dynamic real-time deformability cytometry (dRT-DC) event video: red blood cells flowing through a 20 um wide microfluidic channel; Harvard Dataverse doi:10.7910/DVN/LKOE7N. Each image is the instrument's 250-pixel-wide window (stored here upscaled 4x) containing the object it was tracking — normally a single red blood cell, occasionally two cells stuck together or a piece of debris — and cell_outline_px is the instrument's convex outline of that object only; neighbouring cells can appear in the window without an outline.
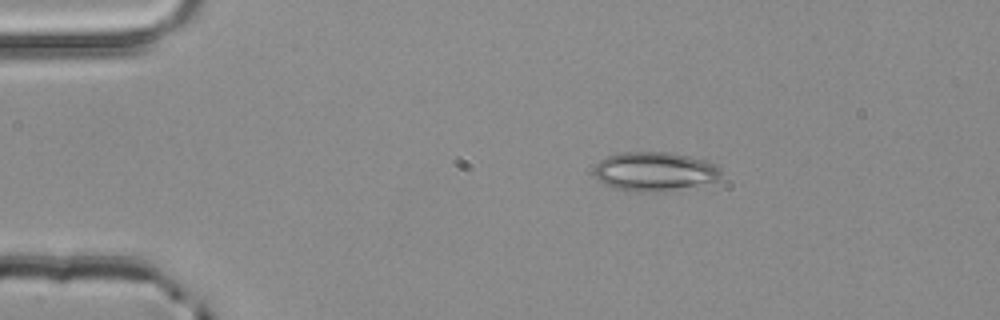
{"species": "common noctule bat (a hibernating species)", "species_latin": "Nyctalus noctula", "temperature_condition": "room temperature", "stored_images_in_passage": 2, "camera_frame_rate_fps": 3000, "um_per_image_px": 0.085, "animal": {"sex": "male", "body_mass_g": 20.4}, "frame": {"image": 1, "passage_image": 1, "time_ms": 0.0, "image_size_px": [1000, 320], "cell_outline_px": [[720, 176], [716, 180], [672, 188], [644, 192], [640, 192], [612, 188], [604, 184], [596, 176], [596, 164], [600, 160], [608, 156], [624, 152], [668, 152], [692, 156], [716, 164], [720, 168]], "centroid_in_image_um": [55.6, 14.54], "position_along_channel_um": 29.4, "area_um2": 28.03}}